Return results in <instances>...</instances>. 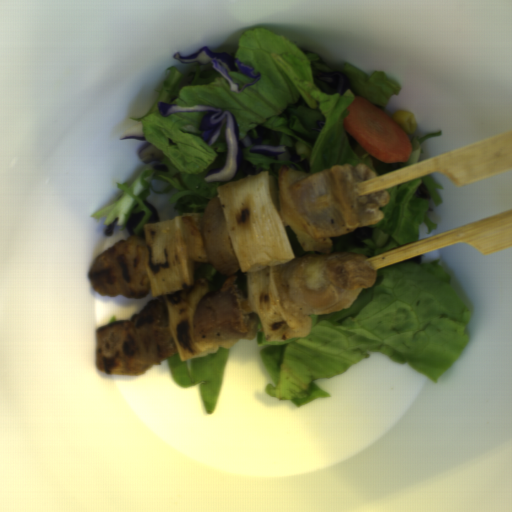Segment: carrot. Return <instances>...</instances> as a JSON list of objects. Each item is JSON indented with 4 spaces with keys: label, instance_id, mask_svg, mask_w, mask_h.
<instances>
[{
    "label": "carrot",
    "instance_id": "b8716197",
    "mask_svg": "<svg viewBox=\"0 0 512 512\" xmlns=\"http://www.w3.org/2000/svg\"><path fill=\"white\" fill-rule=\"evenodd\" d=\"M347 108L343 129L370 156L389 164L409 161L410 134L384 108L358 95Z\"/></svg>",
    "mask_w": 512,
    "mask_h": 512
}]
</instances>
